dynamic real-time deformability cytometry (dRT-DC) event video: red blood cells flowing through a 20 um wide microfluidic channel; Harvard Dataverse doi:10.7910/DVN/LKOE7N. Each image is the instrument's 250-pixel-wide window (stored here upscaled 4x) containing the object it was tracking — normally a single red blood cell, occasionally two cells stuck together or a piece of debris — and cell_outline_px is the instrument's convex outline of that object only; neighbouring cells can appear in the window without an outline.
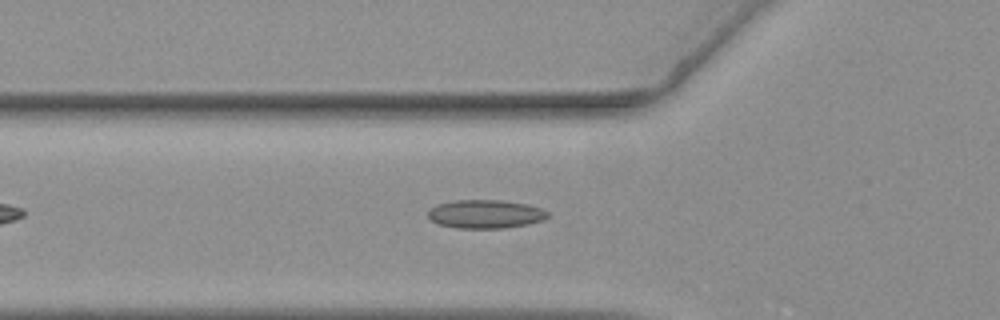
{"species": "common noctule bat (a hibernating species)", "species_latin": "Nyctalus noctula", "temperature_condition": "warm", "stored_images_in_passage": 47, "camera_frame_rate_fps": 3000, "um_per_image_px": 0.085, "animal": {"sex": "female", "body_mass_g": 19.3, "forearm_length_mm": 54.1}, "frame": {"image": 1, "passage_image": 10, "time_ms": 3.0, "image_size_px": [1000, 320], "cell_outline_px": [[548, 216], [544, 220], [528, 224], [504, 228], [456, 228], [440, 224], [432, 220], [428, 216], [428, 208], [436, 204], [456, 200], [500, 200], [524, 204], [540, 208], [548, 212]], "centroid_in_image_um": [41.23, 18.19], "position_along_channel_um": 84.6, "area_um2": 19.83}}
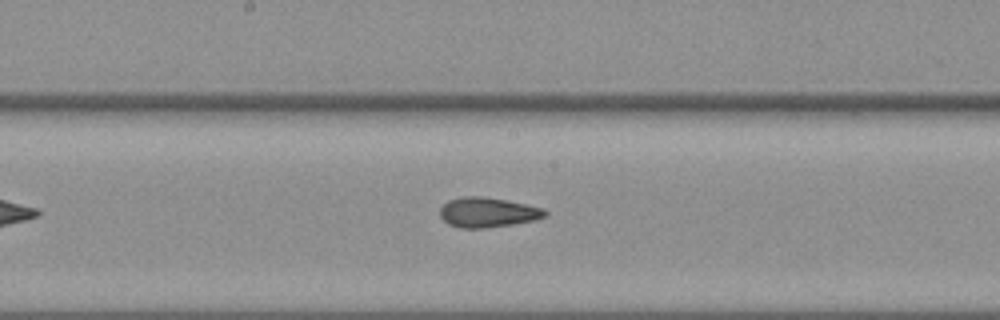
{"frame": {"image": 2, "passage_image": 20, "time_ms": 6.333, "image_size_px": [1000, 320], "cell_outline_px": [[548, 216], [536, 220], [512, 224], [484, 228], [460, 228], [448, 224], [440, 216], [440, 208], [448, 200], [464, 196], [484, 196], [508, 200], [544, 208], [548, 212]], "centroid_in_image_um": [41.48, 18.04], "position_along_channel_um": 206.7, "area_um2": 18.5}}
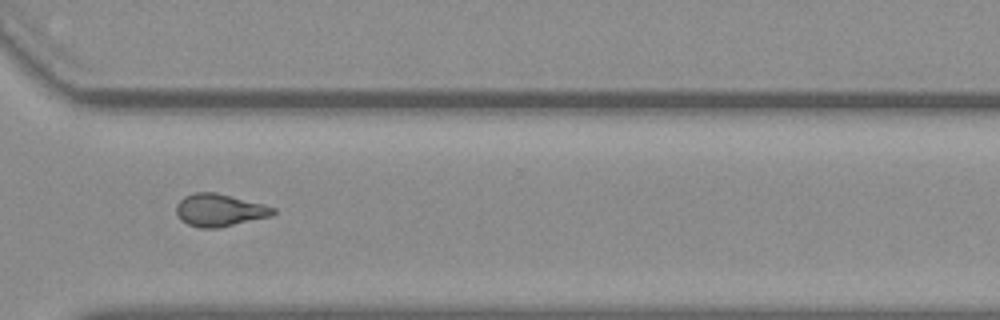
{"frame": {"image": 3, "passage_image": 32, "time_ms": 10.333, "image_size_px": [1000, 320], "cell_outline_px": [[276, 212], [272, 216], [216, 228], [196, 228], [180, 220], [176, 212], [176, 204], [184, 196], [196, 192], [216, 192], [264, 204], [276, 208]], "centroid_in_image_um": [18.65, 17.86], "position_along_channel_um": 352.0, "area_um2": 18.44}, "authors_computed_cell_mechanics": {"area_um2": 18.3226, "velocity_mm_per_s": 3.6363, "shape_relaxation_time_tau1_ms": null, "shape_relaxation_time_tau2_ms": 2.1301, "deformation_change_tau1": null, "deformation_change_tau2": 0.0843}}